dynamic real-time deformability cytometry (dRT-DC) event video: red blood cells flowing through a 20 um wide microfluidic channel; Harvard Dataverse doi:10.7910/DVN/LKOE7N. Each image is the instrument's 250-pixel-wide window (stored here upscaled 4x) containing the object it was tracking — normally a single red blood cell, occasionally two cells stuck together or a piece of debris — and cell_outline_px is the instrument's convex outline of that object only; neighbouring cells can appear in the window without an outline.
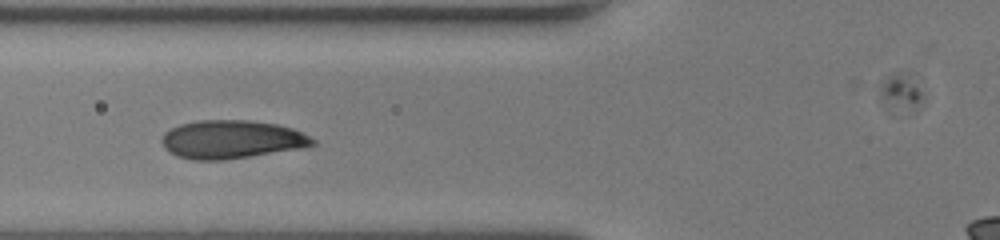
{"species": "human", "species_latin": "Homo sapiens", "temperature_condition": "room temperature", "stored_images_in_passage": 48, "camera_frame_rate_fps": 3000, "um_per_image_px": 0.085, "donor": {"sex": "female"}, "frame": {"image": 1, "passage_image": 17, "time_ms": 5.333, "image_size_px": [1000, 240], "cell_outline_px": [[316, 144], [312, 148], [224, 160], [192, 160], [176, 156], [168, 152], [164, 148], [160, 140], [164, 132], [180, 124], [196, 120], [252, 120], [276, 124], [292, 128], [316, 140]], "centroid_in_image_um": [19.72, 11.87], "position_along_channel_um": 106.1, "area_um2": 34.45}}
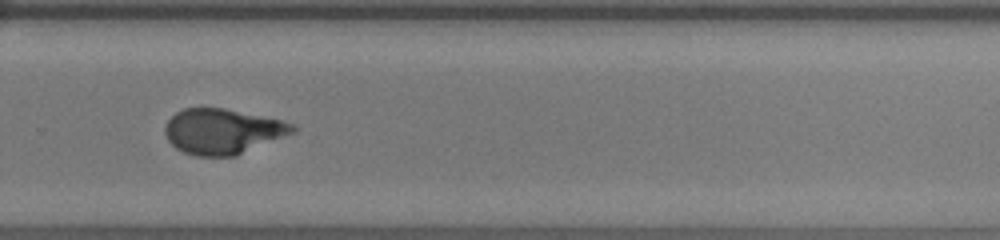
{"frame": {"image": 2, "passage_image": 33, "time_ms": 10.667, "image_size_px": [1000, 240], "cell_outline_px": [[296, 132], [236, 156], [196, 156], [184, 152], [176, 148], [168, 140], [164, 132], [164, 128], [168, 120], [176, 112], [184, 108], [224, 108], [280, 120], [292, 124], [296, 128]], "centroid_in_image_um": [18.91, 11.17], "position_along_channel_um": 310.9, "area_um2": 33.58}}
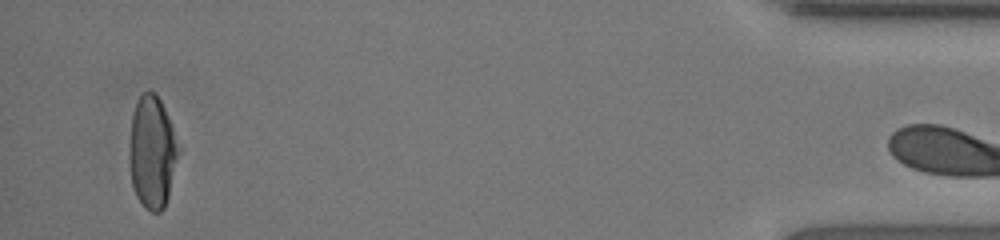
{"frame": {"image": 3, "passage_image": 47, "time_ms": 15.333, "image_size_px": [1000, 240], "cell_outline_px": [[180, 148], [168, 196], [164, 208], [160, 212], [152, 212], [144, 208], [136, 196], [132, 184], [128, 156], [128, 148], [132, 116], [136, 100], [148, 88], [156, 92], [164, 108]], "centroid_in_image_um": [12.91, 12.92], "position_along_channel_um": 422.3, "area_um2": 32.43}}